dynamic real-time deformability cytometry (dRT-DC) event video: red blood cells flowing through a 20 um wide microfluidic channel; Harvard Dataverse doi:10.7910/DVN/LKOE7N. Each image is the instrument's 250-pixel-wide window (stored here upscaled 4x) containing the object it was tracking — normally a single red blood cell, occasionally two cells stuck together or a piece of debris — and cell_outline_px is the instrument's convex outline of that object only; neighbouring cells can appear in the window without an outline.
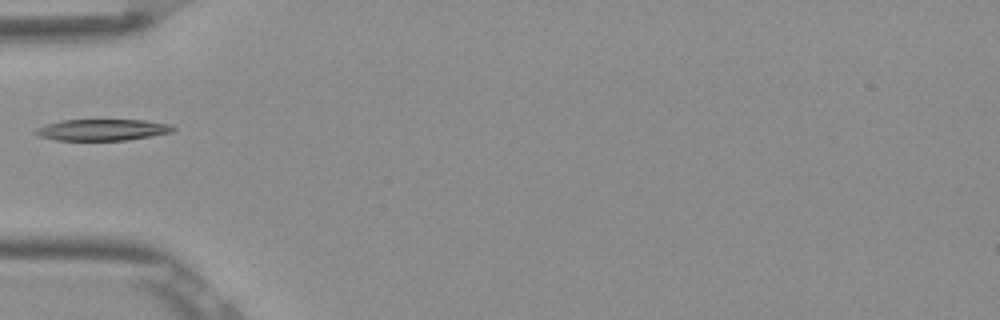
{"species": "Egyptian fruit bat (a non-hibernating species)", "species_latin": "Rousettus aegyptiacus", "temperature_condition": "room temperature", "stored_images_in_passage": 6, "camera_frame_rate_fps": 3000, "um_per_image_px": 0.085, "frame": {"image": 1, "passage_image": 6, "time_ms": 1.667, "image_size_px": [1000, 320], "cell_outline_px": [[176, 128], [172, 132], [128, 140], [56, 140], [40, 136], [32, 132], [36, 128], [44, 124], [60, 120], [144, 120], [172, 124]], "centroid_in_image_um": [8.68, 11.03], "position_along_channel_um": 76.3, "area_um2": 17.22}}